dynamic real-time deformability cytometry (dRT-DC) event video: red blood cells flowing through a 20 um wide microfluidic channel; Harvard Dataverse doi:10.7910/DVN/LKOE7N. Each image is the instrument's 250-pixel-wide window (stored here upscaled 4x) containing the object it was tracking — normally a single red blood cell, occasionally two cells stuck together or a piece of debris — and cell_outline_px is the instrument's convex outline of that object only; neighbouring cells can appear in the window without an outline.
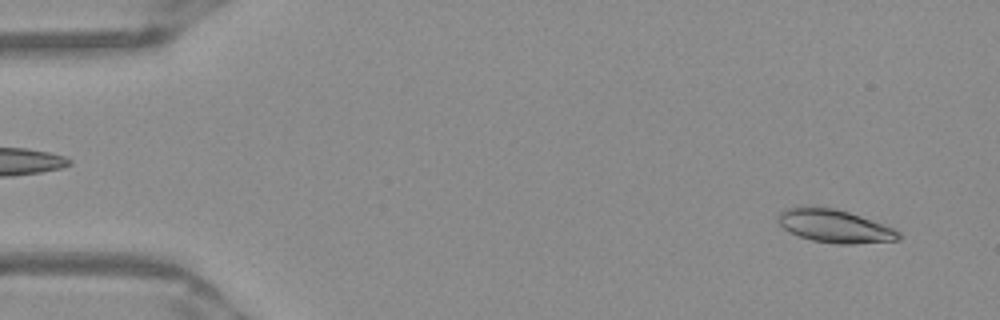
{"species": "Egyptian fruit bat (a non-hibernating species)", "species_latin": "Rousettus aegyptiacus", "temperature_condition": "warm", "stored_images_in_passage": 51, "camera_frame_rate_fps": 3000, "um_per_image_px": 0.085, "frame": {"image": 1, "passage_image": 3, "time_ms": 0.667, "image_size_px": [1000, 320], "cell_outline_px": [[900, 240], [852, 244], [836, 244], [812, 240], [788, 232], [776, 220], [776, 216], [784, 208], [800, 204], [832, 208], [848, 212], [860, 216], [892, 228], [900, 232]], "centroid_in_image_um": [70.85, 19.19], "position_along_channel_um": 14.1, "area_um2": 23.47}}
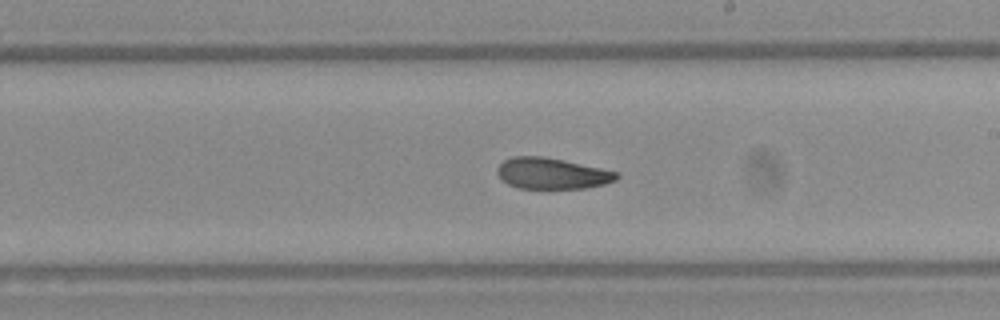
{"frame": {"image": 2, "passage_image": 29, "time_ms": 9.333, "image_size_px": [1000, 320], "cell_outline_px": [[620, 176], [616, 180], [604, 184], [584, 188], [520, 188], [508, 184], [496, 172], [496, 168], [504, 160], [512, 156], [544, 156], [600, 168], [616, 172]], "centroid_in_image_um": [46.89, 14.73], "position_along_channel_um": 242.1, "area_um2": 21.39}}
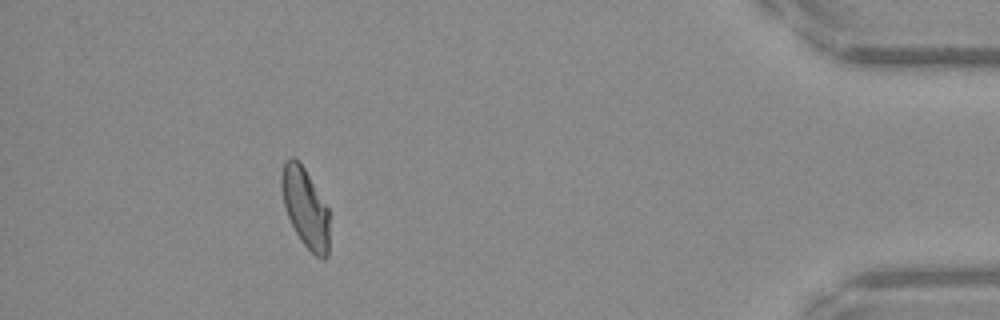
{"frame": {"image": 3, "passage_image": 46, "time_ms": 15.0, "image_size_px": [1000, 320], "cell_outline_px": [[328, 256], [324, 260], [316, 256], [304, 244], [296, 232], [288, 216], [284, 204], [280, 184], [280, 176], [284, 160], [288, 156], [292, 156], [304, 168], [328, 208]], "centroid_in_image_um": [25.93, 17.63], "position_along_channel_um": 409.3, "area_um2": 21.85}, "authors_computed_cell_mechanics": {"area_um2": 22.6576, "velocity_mm_per_s": 3.9396, "shape_relaxation_time_tau1_ms": null, "shape_relaxation_time_tau2_ms": 2.538, "deformation_change_tau1": null, "deformation_change_tau2": 0.083}}